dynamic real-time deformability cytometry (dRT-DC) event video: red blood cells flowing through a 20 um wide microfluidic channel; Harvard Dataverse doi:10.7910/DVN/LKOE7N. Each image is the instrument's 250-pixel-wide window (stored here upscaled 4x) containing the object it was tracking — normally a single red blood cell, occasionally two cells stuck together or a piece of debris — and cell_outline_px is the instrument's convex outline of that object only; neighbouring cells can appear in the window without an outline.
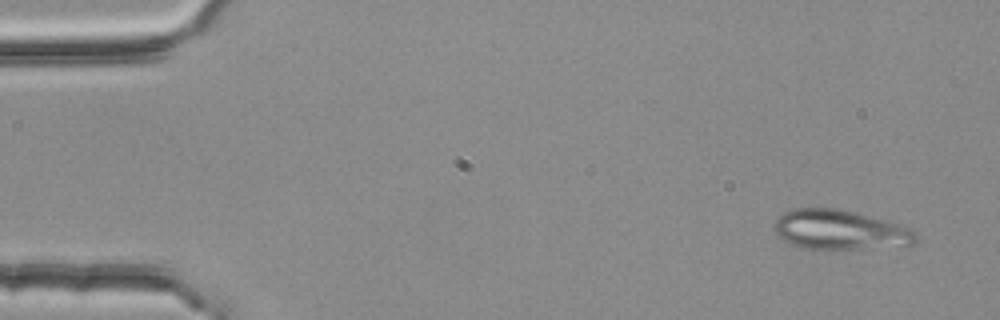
{"species": "common noctule bat (a hibernating species)", "species_latin": "Nyctalus noctula", "temperature_condition": "room temperature", "stored_images_in_passage": 4, "camera_frame_rate_fps": 3000, "um_per_image_px": 0.085, "animal": {"sex": "female", "body_mass_g": 25.1}, "frame": {"image": 1, "passage_image": 1, "time_ms": 0.0, "image_size_px": [1000, 320], "cell_outline_px": [[916, 240], [908, 248], [804, 248], [792, 244], [784, 240], [776, 232], [776, 220], [784, 212], [792, 208], [840, 208], [884, 220], [908, 228], [916, 232]], "centroid_in_image_um": [71.46, 19.54], "position_along_channel_um": 13.5, "area_um2": 32.48}}